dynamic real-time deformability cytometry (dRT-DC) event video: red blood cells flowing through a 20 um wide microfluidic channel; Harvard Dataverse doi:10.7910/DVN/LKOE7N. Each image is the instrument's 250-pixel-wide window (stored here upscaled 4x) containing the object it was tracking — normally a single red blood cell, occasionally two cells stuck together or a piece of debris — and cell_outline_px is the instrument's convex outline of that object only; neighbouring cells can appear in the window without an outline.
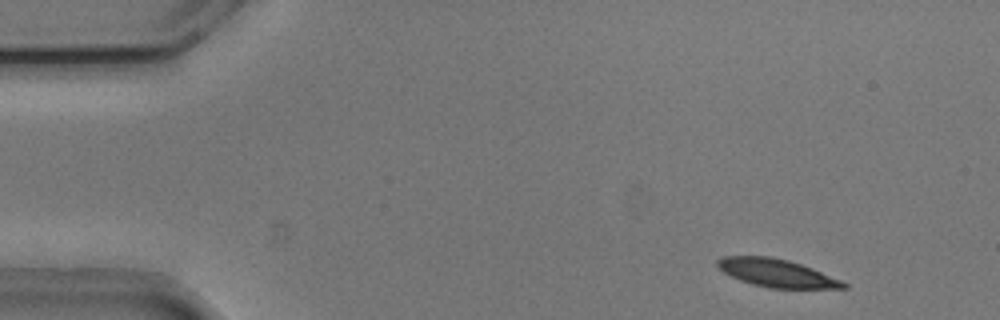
{"species": "common noctule bat (a hibernating species)", "species_latin": "Nyctalus noctula", "temperature_condition": "cold", "stored_images_in_passage": 51, "camera_frame_rate_fps": 3000, "um_per_image_px": 0.085, "animal": {"sex": "male", "body_mass_g": 20.5, "forearm_length_mm": 52.5}, "frame": {"image": 1, "passage_image": 3, "time_ms": 0.667, "image_size_px": [1000, 320], "cell_outline_px": [[848, 288], [768, 288], [752, 284], [740, 280], [724, 272], [716, 264], [716, 260], [720, 256], [768, 256], [788, 260], [812, 268], [840, 280], [848, 284]], "centroid_in_image_um": [65.99, 23.2], "position_along_channel_um": 19.0, "area_um2": 20.35}}
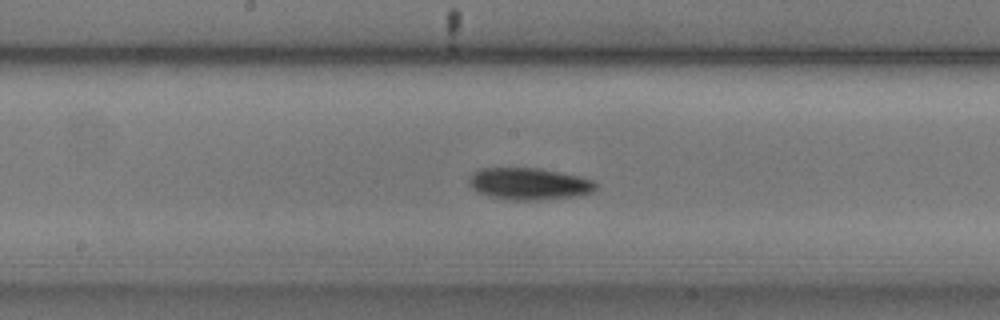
{"frame": {"image": 2, "passage_image": 25, "time_ms": 8.0, "image_size_px": [1000, 320], "cell_outline_px": [[596, 188], [592, 192], [576, 196], [540, 200], [512, 200], [492, 196], [476, 192], [468, 184], [468, 180], [480, 168], [540, 168], [560, 172], [592, 180], [596, 184]], "centroid_in_image_um": [44.96, 15.63], "position_along_channel_um": 203.2, "area_um2": 23.35}}
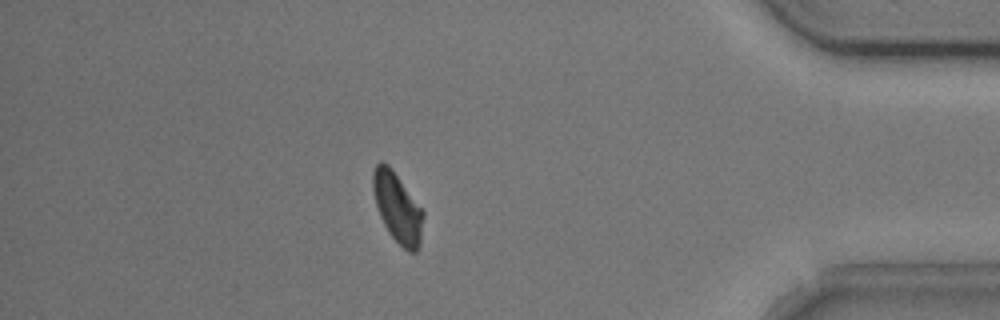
{"frame": {"image": 3, "passage_image": 44, "time_ms": 14.333, "image_size_px": [1000, 320], "cell_outline_px": [[424, 216], [420, 244], [416, 252], [408, 252], [388, 232], [380, 216], [376, 204], [372, 188], [372, 172], [376, 164], [380, 160], [384, 160], [392, 168], [424, 212]], "centroid_in_image_um": [33.77, 17.62], "position_along_channel_um": 401.4, "area_um2": 20.46}, "authors_computed_cell_mechanics": {"area_um2": 21.675, "velocity_mm_per_s": 3.7511, "shape_relaxation_time_tau1_ms": 1.9553, "shape_relaxation_time_tau2_ms": null, "deformation_change_tau1": 0.1186, "deformation_change_tau2": null}}